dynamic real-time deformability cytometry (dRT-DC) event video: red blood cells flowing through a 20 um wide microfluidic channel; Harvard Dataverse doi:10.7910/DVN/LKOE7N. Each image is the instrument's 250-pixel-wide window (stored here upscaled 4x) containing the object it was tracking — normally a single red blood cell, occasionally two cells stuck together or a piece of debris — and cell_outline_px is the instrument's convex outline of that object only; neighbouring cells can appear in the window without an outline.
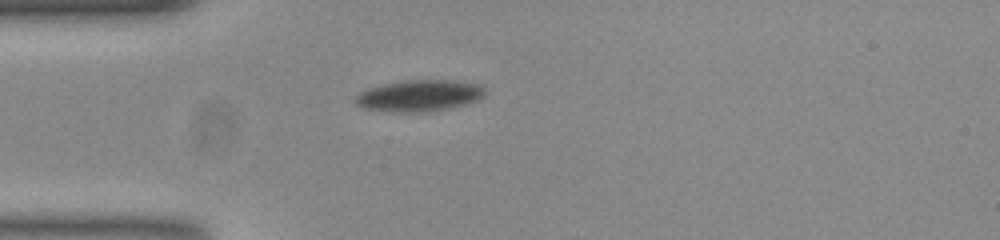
{"species": "common noctule bat (a hibernating species)", "species_latin": "Nyctalus noctula", "temperature_condition": "room temperature", "stored_images_in_passage": 44, "camera_frame_rate_fps": 3000, "um_per_image_px": 0.085, "animal": {"sex": "female", "body_mass_g": 23.0, "forearm_length_mm": 53.4}, "frame": {"image": 1, "passage_image": 1, "time_ms": 0.0, "image_size_px": [1000, 240], "cell_outline_px": [[484, 96], [476, 100], [464, 104], [448, 108], [428, 112], [392, 112], [364, 108], [356, 104], [352, 100], [360, 92], [368, 88], [384, 84], [408, 80], [448, 80], [476, 84], [484, 88]], "centroid_in_image_um": [35.58, 8.14], "position_along_channel_um": 49.4, "area_um2": 23.52}}
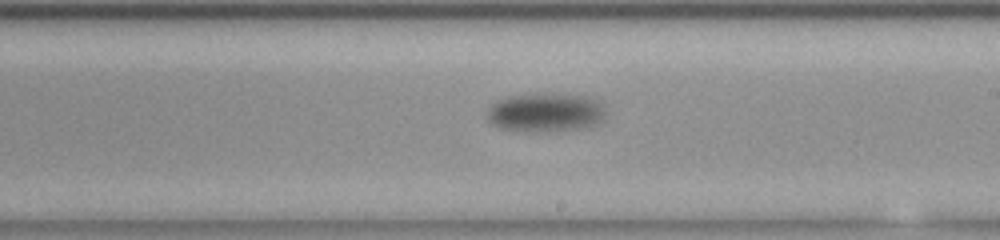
{"frame": {"image": 2, "passage_image": 19, "time_ms": 6.0, "image_size_px": [1000, 240], "cell_outline_px": [[604, 112], [600, 124], [592, 128], [556, 132], [524, 132], [500, 128], [492, 124], [488, 120], [488, 112], [492, 104], [508, 96], [532, 92], [564, 92], [588, 96], [596, 100], [600, 104]], "centroid_in_image_um": [46.41, 9.55], "position_along_channel_um": 242.6, "area_um2": 28.09}}
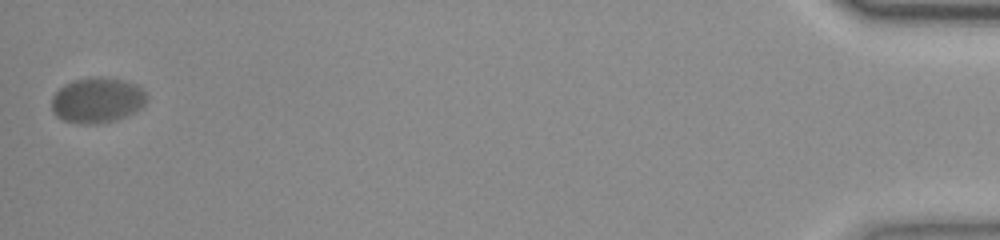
{"frame": {"image": 3, "passage_image": 44, "time_ms": 14.333, "image_size_px": [1000, 240], "cell_outline_px": [[148, 96], [144, 104], [140, 108], [116, 120], [96, 124], [80, 124], [64, 120], [56, 116], [52, 108], [52, 96], [64, 84], [72, 80], [96, 76], [100, 76], [120, 80], [136, 84]], "centroid_in_image_um": [8.24, 8.51], "position_along_channel_um": 427.0, "area_um2": 25.03}, "authors_computed_cell_mechanics": {"area_um2": 25.1141, "velocity_mm_per_s": 3.418, "shape_relaxation_time_tau1_ms": 1.3609, "shape_relaxation_time_tau2_ms": null, "deformation_change_tau1": 0.0825, "deformation_change_tau2": null}}